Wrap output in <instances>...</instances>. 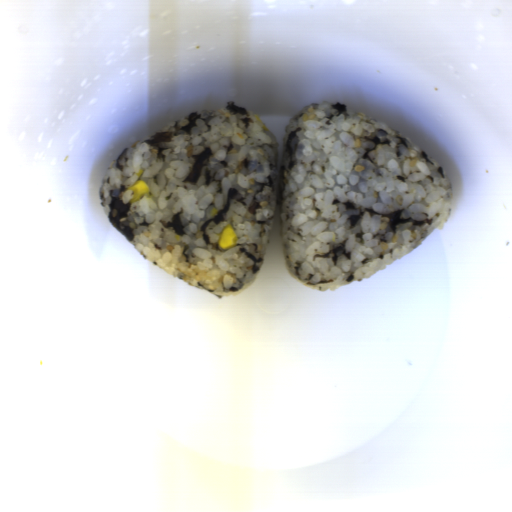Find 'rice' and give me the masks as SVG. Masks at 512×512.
<instances>
[{"label":"rice","mask_w":512,"mask_h":512,"mask_svg":"<svg viewBox=\"0 0 512 512\" xmlns=\"http://www.w3.org/2000/svg\"><path fill=\"white\" fill-rule=\"evenodd\" d=\"M150 187L131 203L137 180ZM279 190V143L250 109H199L128 146L107 168L100 205L125 240L182 282L228 297L257 277ZM230 225L237 243L220 249Z\"/></svg>","instance_id":"1"},{"label":"rice","mask_w":512,"mask_h":512,"mask_svg":"<svg viewBox=\"0 0 512 512\" xmlns=\"http://www.w3.org/2000/svg\"><path fill=\"white\" fill-rule=\"evenodd\" d=\"M453 203L445 167L381 120L331 100L284 128L281 246L306 287L336 291L379 272L441 230Z\"/></svg>","instance_id":"2"}]
</instances>
